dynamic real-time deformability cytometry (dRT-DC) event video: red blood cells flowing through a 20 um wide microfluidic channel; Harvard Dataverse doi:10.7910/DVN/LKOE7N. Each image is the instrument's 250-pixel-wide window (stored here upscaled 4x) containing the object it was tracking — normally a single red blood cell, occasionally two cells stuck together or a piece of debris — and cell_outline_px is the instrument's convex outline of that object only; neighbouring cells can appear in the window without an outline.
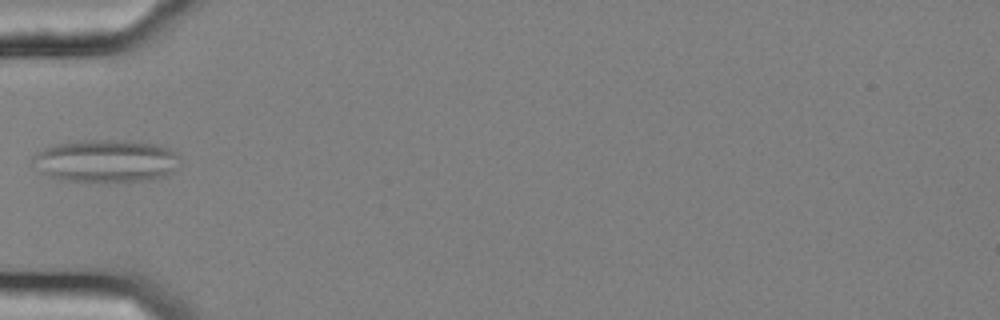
{"species": "common noctule bat (a hibernating species)", "species_latin": "Nyctalus noctula", "temperature_condition": "cold", "stored_images_in_passage": 13, "camera_frame_rate_fps": 3000, "um_per_image_px": 0.085, "animal": {"sex": "female", "body_mass_g": 25.1}, "frame": {"image": 1, "passage_image": 1, "time_ms": 0.0, "image_size_px": [1000, 320], "cell_outline_px": [[184, 164], [172, 172], [164, 176], [148, 180], [60, 180], [48, 176], [32, 160], [32, 156], [36, 152], [44, 148], [56, 144], [84, 140], [124, 140], [160, 144], [176, 152], [180, 156]], "centroid_in_image_um": [9.11, 13.65], "position_along_channel_um": 75.9, "area_um2": 36.41}}
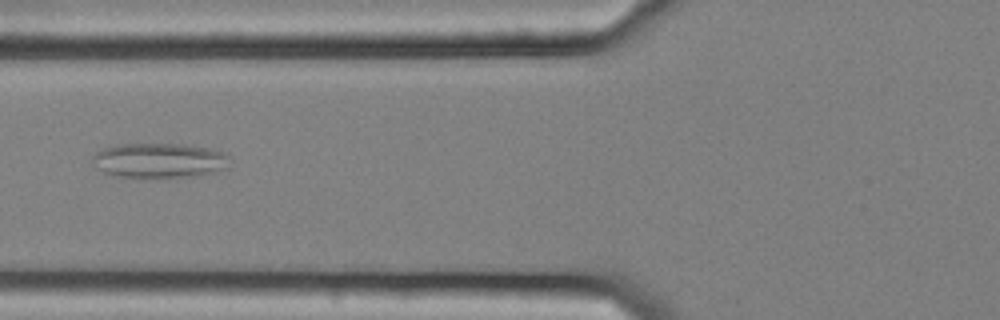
{"frame": {"image": 2, "passage_image": 4, "time_ms": 1.0, "image_size_px": [1000, 320], "cell_outline_px": [[228, 168], [200, 176], [168, 180], [152, 180], [116, 176], [104, 172], [92, 160], [92, 156], [96, 152], [104, 148], [120, 144], [184, 144], [208, 148], [224, 152], [228, 156]], "centroid_in_image_um": [13.58, 13.69], "position_along_channel_um": 112.2, "area_um2": 28.84}}